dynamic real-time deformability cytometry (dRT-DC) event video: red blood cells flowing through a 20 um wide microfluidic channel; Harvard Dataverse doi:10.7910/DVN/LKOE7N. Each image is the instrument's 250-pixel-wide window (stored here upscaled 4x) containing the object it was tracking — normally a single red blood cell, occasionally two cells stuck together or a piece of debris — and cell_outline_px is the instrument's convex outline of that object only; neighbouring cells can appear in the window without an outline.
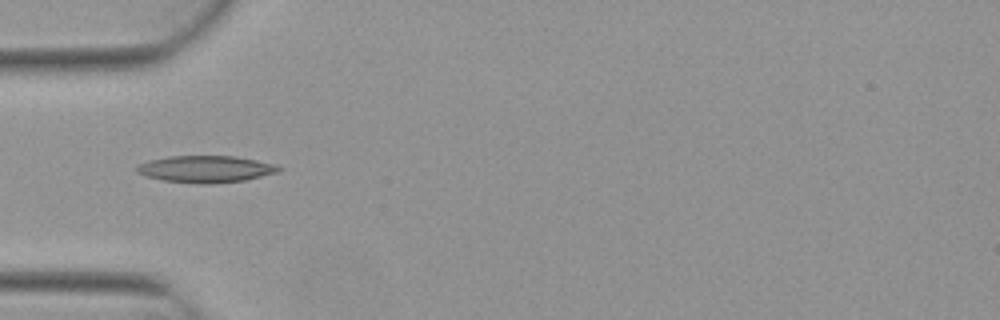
{"species": "Egyptian fruit bat (a non-hibernating species)", "species_latin": "Rousettus aegyptiacus", "temperature_condition": "warm", "stored_images_in_passage": 6, "camera_frame_rate_fps": 3000, "um_per_image_px": 0.085, "animal": {"sex": "female"}, "frame": {"image": 1, "passage_image": 5, "time_ms": 1.333, "image_size_px": [1000, 320], "cell_outline_px": [[284, 168], [276, 172], [244, 180], [212, 184], [200, 184], [164, 180], [144, 176], [136, 172], [136, 168], [140, 164], [148, 160], [168, 156], [236, 156], [256, 160], [272, 164]], "centroid_in_image_um": [17.44, 14.37], "position_along_channel_um": 67.6, "area_um2": 22.08}}
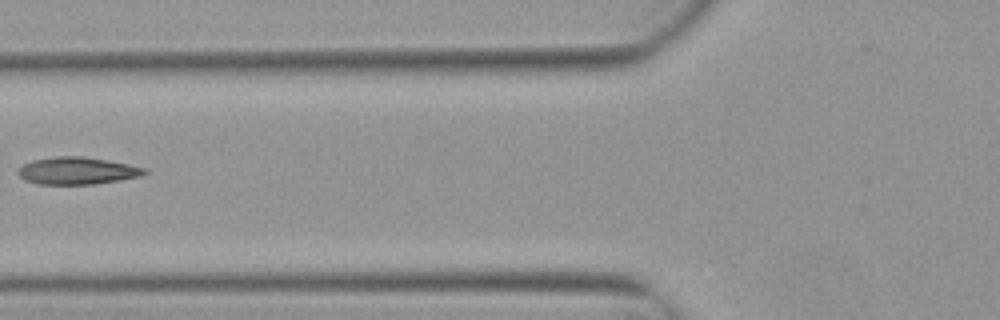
{"frame": {"image": 2, "passage_image": 6, "time_ms": 1.667, "image_size_px": [1000, 320], "cell_outline_px": [[148, 172], [140, 176], [120, 180], [92, 184], [36, 184], [24, 180], [16, 172], [24, 164], [32, 160], [56, 156], [84, 156], [108, 160], [148, 168]], "centroid_in_image_um": [6.57, 14.51], "position_along_channel_um": 119.2, "area_um2": 20.17}}